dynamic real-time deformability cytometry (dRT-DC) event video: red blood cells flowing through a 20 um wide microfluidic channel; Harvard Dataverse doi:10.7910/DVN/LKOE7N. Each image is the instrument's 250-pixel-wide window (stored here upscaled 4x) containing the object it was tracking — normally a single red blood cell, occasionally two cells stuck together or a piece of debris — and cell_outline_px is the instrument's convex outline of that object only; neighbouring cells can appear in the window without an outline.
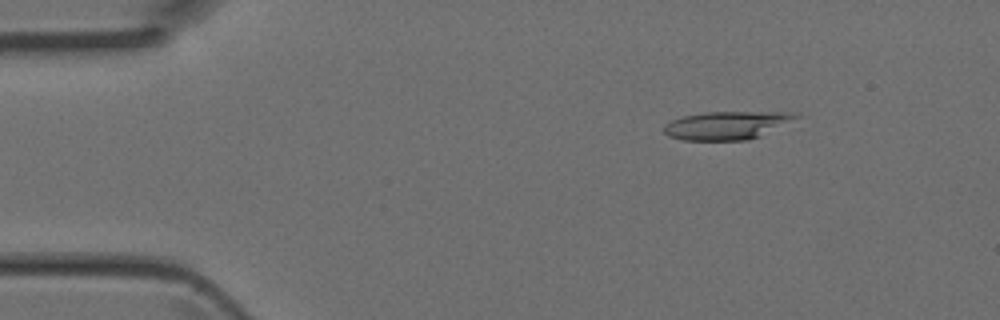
{"species": "Egyptian fruit bat (a non-hibernating species)", "species_latin": "Rousettus aegyptiacus", "temperature_condition": "room temperature", "stored_images_in_passage": 3, "camera_frame_rate_fps": 3000, "um_per_image_px": 0.085, "animal": {"sex": "female"}, "frame": {"image": 1, "passage_image": 1, "time_ms": 0.0, "image_size_px": [1000, 320], "cell_outline_px": [[800, 116], [760, 136], [748, 140], [684, 140], [668, 136], [664, 132], [664, 124], [672, 120], [684, 116], [704, 112], [800, 112]], "centroid_in_image_um": [61.77, 10.65], "position_along_channel_um": 23.2, "area_um2": 21.5}}